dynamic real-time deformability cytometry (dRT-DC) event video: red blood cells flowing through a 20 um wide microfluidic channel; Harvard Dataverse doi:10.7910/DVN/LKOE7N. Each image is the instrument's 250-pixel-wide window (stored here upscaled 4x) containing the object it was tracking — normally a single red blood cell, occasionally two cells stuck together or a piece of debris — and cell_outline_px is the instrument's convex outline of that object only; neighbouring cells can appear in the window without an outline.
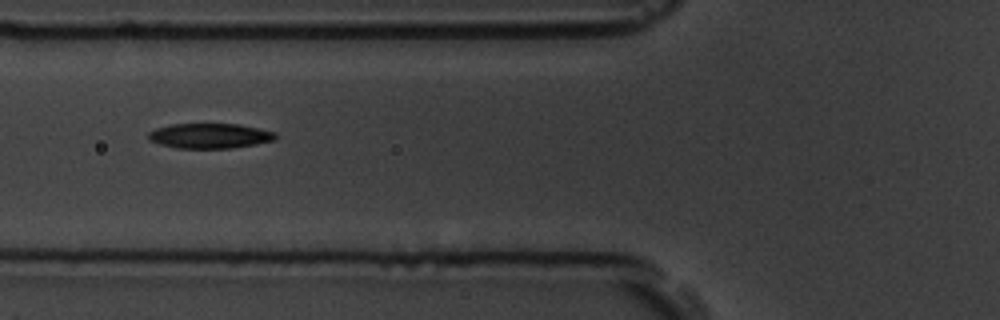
{"species": "common noctule bat (a hibernating species)", "species_latin": "Nyctalus noctula", "temperature_condition": "room temperature", "stored_images_in_passage": 9, "camera_frame_rate_fps": 3000, "um_per_image_px": 0.085, "animal": {"sex": "male", "body_mass_g": 19.5, "forearm_length_mm": 54.6}, "frame": {"image": 1, "passage_image": 6, "time_ms": 6.0, "image_size_px": [1000, 320], "cell_outline_px": [[276, 140], [256, 144], [232, 148], [176, 148], [160, 144], [148, 140], [148, 132], [156, 128], [172, 124], [240, 124], [260, 128], [276, 132]], "centroid_in_image_um": [17.85, 11.54], "position_along_channel_um": 108.0, "area_um2": 18.67}}
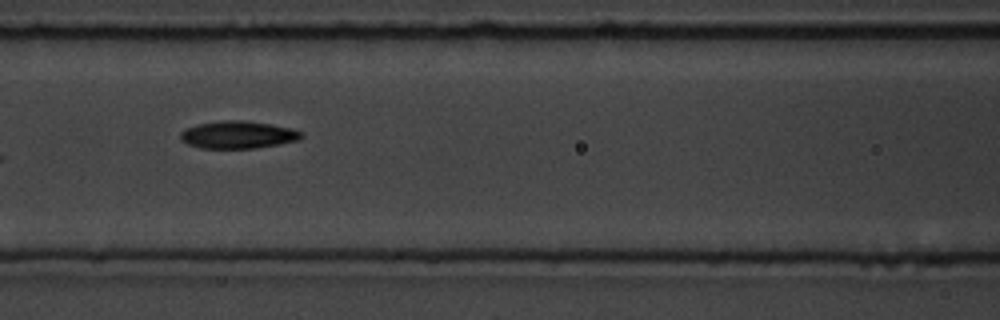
{"frame": {"image": 2, "passage_image": 7, "time_ms": 7.0, "image_size_px": [1000, 320], "cell_outline_px": [[304, 136], [300, 140], [256, 148], [200, 148], [188, 144], [180, 140], [180, 132], [184, 128], [196, 124], [224, 120], [244, 120], [272, 124], [292, 128], [304, 132]], "centroid_in_image_um": [20.24, 11.44], "position_along_channel_um": 146.4, "area_um2": 19.65}}
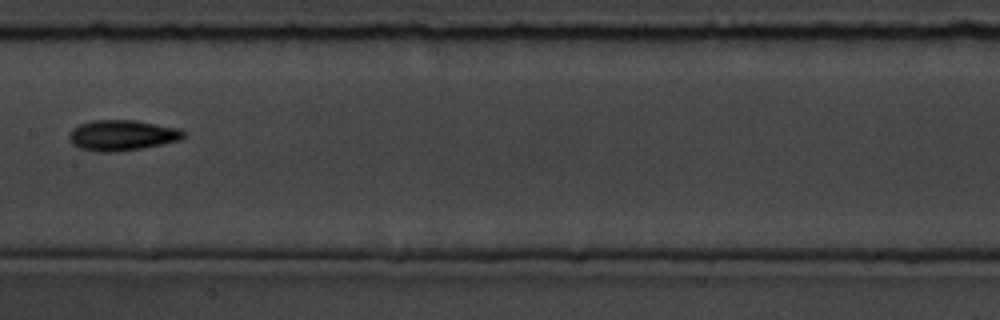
{"frame": {"image": 3, "passage_image": 8, "time_ms": 8.333, "image_size_px": [1000, 320], "cell_outline_px": [[184, 136], [180, 140], [140, 148], [112, 152], [100, 152], [80, 148], [72, 144], [68, 140], [68, 136], [72, 128], [80, 124], [92, 120], [136, 120], [180, 128], [184, 132]], "centroid_in_image_um": [10.34, 11.49], "position_along_channel_um": 197.1, "area_um2": 20.35}}